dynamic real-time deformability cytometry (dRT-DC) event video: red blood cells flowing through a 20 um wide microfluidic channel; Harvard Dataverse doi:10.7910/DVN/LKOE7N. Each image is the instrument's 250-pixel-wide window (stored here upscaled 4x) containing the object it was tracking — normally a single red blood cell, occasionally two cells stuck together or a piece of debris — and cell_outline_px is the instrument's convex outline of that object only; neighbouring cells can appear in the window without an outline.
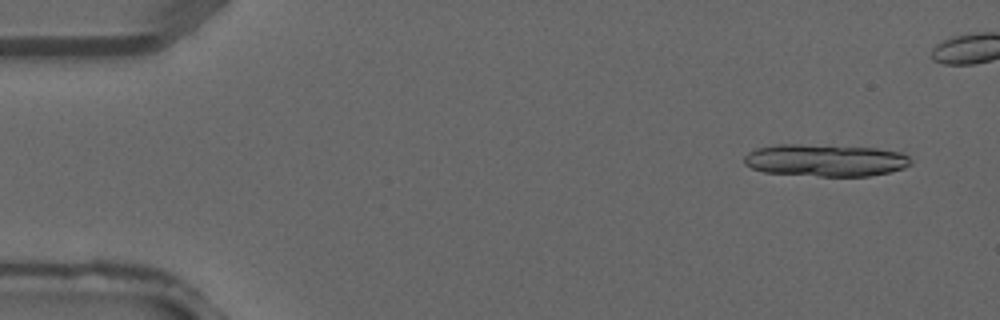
{"species": "common noctule bat (a hibernating species)", "species_latin": "Nyctalus noctula", "temperature_condition": "warm", "stored_images_in_passage": 4, "segment_of_instrument_passage": [1, 2], "camera_frame_rate_fps": 3000, "um_per_image_px": 0.085, "animal": {"sex": "male", "forearm_length_mm": 52.5}, "frame": {"image": 1, "passage_image": 1, "time_ms": 0.0, "image_size_px": [1000, 320], "cell_outline_px": [[912, 164], [904, 168], [888, 172], [868, 176], [820, 176], [764, 172], [752, 168], [744, 164], [744, 156], [748, 152], [756, 148], [776, 144], [800, 144], [876, 148], [900, 152], [908, 156], [912, 160]], "centroid_in_image_um": [70.14, 13.62], "position_along_channel_um": 14.9, "area_um2": 31.33}}